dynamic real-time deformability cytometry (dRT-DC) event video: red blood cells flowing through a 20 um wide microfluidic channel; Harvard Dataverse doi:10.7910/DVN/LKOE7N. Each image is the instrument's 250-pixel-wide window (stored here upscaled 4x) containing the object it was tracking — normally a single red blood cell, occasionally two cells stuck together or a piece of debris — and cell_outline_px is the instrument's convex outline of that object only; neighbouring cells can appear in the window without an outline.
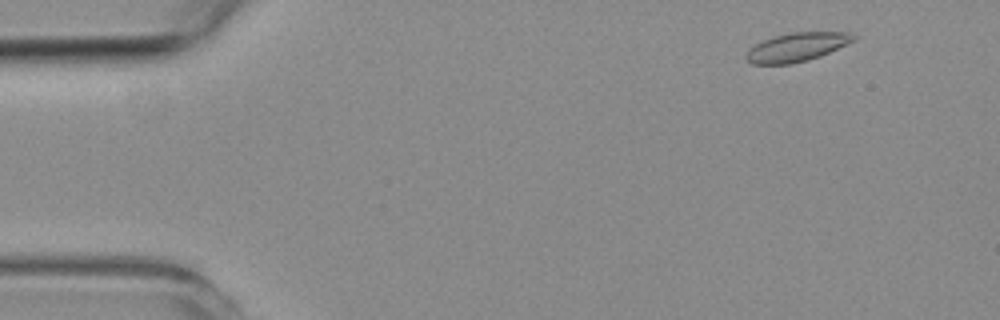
{"species": "common noctule bat (a hibernating species)", "species_latin": "Nyctalus noctula", "temperature_condition": "room temperature", "stored_images_in_passage": 53, "camera_frame_rate_fps": 3000, "um_per_image_px": 0.085, "animal": {"sex": "female", "body_mass_g": 19.3, "forearm_length_mm": 54.1}, "frame": {"image": 1, "passage_image": 4, "time_ms": 1.0, "image_size_px": [1000, 320], "cell_outline_px": [[856, 40], [820, 56], [808, 60], [788, 64], [752, 64], [744, 56], [748, 48], [764, 40], [788, 32], [848, 32], [856, 36]], "centroid_in_image_um": [67.72, 4.0], "position_along_channel_um": 17.3, "area_um2": 17.92}}
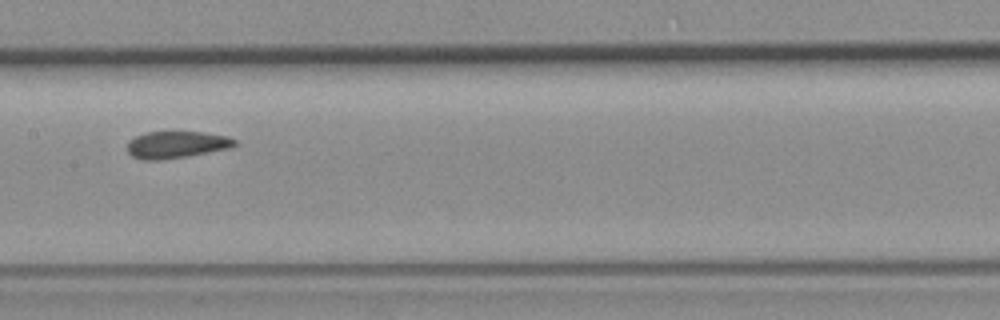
{"frame": {"image": 2, "passage_image": 26, "time_ms": 8.333, "image_size_px": [1000, 320], "cell_outline_px": [[236, 144], [232, 148], [188, 156], [160, 160], [144, 160], [132, 156], [128, 152], [128, 140], [136, 136], [148, 132], [204, 132], [228, 136], [236, 140]], "centroid_in_image_um": [15.02, 12.3], "position_along_channel_um": 192.4, "area_um2": 16.94}}
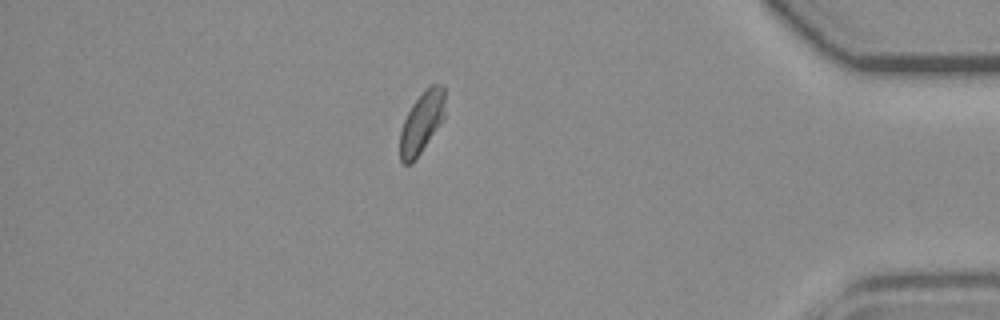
{"frame": {"image": 3, "passage_image": 46, "time_ms": 15.0, "image_size_px": [1000, 320], "cell_outline_px": [[444, 116], [440, 124], [412, 164], [404, 164], [400, 160], [400, 132], [404, 120], [412, 104], [432, 84], [440, 84], [444, 88]], "centroid_in_image_um": [35.83, 10.44], "position_along_channel_um": 399.4, "area_um2": 15.72}}